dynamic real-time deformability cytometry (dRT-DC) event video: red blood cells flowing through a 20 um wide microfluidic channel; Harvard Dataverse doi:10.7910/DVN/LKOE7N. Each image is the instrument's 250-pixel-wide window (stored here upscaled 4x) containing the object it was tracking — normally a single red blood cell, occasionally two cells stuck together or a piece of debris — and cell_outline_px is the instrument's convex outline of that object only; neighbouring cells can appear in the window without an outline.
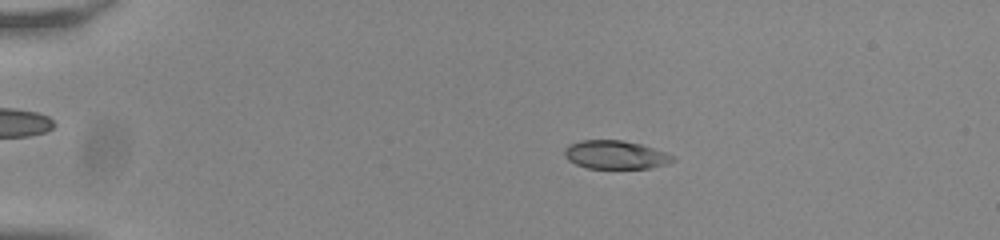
{"species": "common noctule bat (a hibernating species)", "species_latin": "Nyctalus noctula", "temperature_condition": "room temperature", "stored_images_in_passage": 45, "camera_frame_rate_fps": 3000, "um_per_image_px": 0.085, "animal": {"sex": "male", "body_mass_g": 20.0, "forearm_length_mm": 53.3}, "frame": {"image": 1, "passage_image": 2, "time_ms": 0.333, "image_size_px": [1000, 240], "cell_outline_px": [[676, 160], [668, 164], [652, 168], [588, 168], [576, 164], [568, 160], [564, 156], [564, 148], [568, 144], [580, 140], [624, 140], [640, 144], [676, 156]], "centroid_in_image_um": [52.31, 13.15], "position_along_channel_um": 32.7, "area_um2": 18.09}}
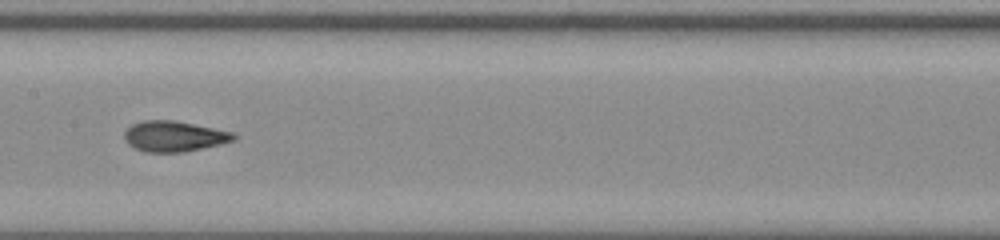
{"frame": {"image": 2, "passage_image": 20, "time_ms": 6.333, "image_size_px": [1000, 240], "cell_outline_px": [[240, 136], [236, 140], [220, 144], [184, 152], [148, 152], [136, 148], [128, 144], [124, 140], [124, 132], [132, 124], [144, 120], [176, 120], [232, 132]], "centroid_in_image_um": [14.82, 11.58], "position_along_channel_um": 192.6, "area_um2": 19.54}}
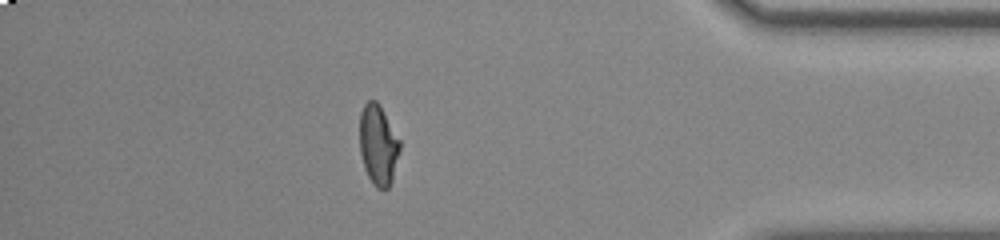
{"frame": {"image": 3, "passage_image": 39, "time_ms": 12.667, "image_size_px": [1000, 240], "cell_outline_px": [[400, 148], [392, 180], [388, 188], [384, 192], [376, 188], [372, 184], [364, 168], [360, 152], [360, 112], [364, 104], [368, 100], [376, 100], [380, 104], [400, 140]], "centroid_in_image_um": [32.14, 12.33], "position_along_channel_um": 403.1, "area_um2": 19.02}, "authors_computed_cell_mechanics": {"area_um2": 19.0162, "velocity_mm_per_s": 3.8216, "shape_relaxation_time_tau1_ms": 9.8582, "shape_relaxation_time_tau2_ms": 1.1009, "deformation_change_tau1": 0.2488, "deformation_change_tau2": 0.0597}}